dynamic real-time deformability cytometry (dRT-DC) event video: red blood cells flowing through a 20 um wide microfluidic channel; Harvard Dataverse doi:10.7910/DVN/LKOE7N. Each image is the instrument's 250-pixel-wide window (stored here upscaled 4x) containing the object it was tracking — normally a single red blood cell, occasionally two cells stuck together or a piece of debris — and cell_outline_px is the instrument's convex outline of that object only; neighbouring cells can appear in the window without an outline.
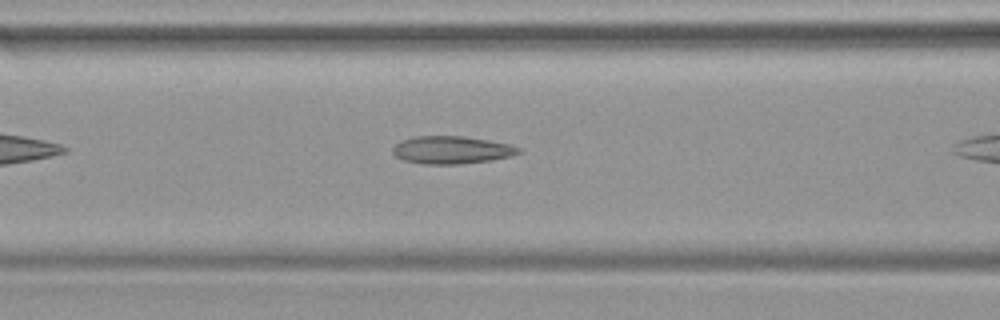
{"species": "common noctule bat (a hibernating species)", "species_latin": "Nyctalus noctula", "temperature_condition": "warm", "stored_images_in_passage": 8, "camera_frame_rate_fps": 3000, "um_per_image_px": 0.085, "animal": {"sex": "female", "body_mass_g": 19.9}, "frame": {"image": 1, "passage_image": 7, "time_ms": 2.0, "image_size_px": [1000, 320], "cell_outline_px": [[524, 152], [512, 156], [492, 160], [460, 164], [424, 164], [404, 160], [396, 156], [392, 152], [392, 148], [400, 140], [412, 136], [464, 136], [512, 144], [520, 148]], "centroid_in_image_um": [38.42, 12.74], "position_along_channel_um": 128.2, "area_um2": 20.58}}